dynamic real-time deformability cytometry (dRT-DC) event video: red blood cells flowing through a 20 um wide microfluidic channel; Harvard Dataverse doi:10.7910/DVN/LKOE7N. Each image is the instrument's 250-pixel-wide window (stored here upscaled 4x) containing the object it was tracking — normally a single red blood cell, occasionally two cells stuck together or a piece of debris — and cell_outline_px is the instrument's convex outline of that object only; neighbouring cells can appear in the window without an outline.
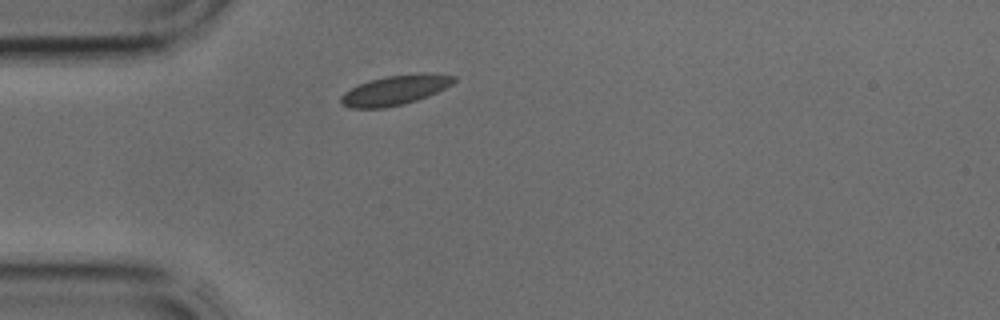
{"species": "common noctule bat (a hibernating species)", "species_latin": "Nyctalus noctula", "temperature_condition": "cold", "stored_images_in_passage": 1, "camera_frame_rate_fps": 3000, "um_per_image_px": 0.085, "animal": {"sex": "male", "body_mass_g": 17.9, "forearm_length_mm": 54.2}, "frame": {"image": 1, "passage_image": 1, "time_ms": 0.0, "image_size_px": [1000, 320], "cell_outline_px": [[456, 80], [452, 84], [428, 96], [404, 104], [384, 108], [352, 108], [340, 104], [340, 96], [344, 92], [368, 80], [384, 76], [424, 72], [428, 72], [456, 76]], "centroid_in_image_um": [33.58, 7.65], "position_along_channel_um": 51.4, "area_um2": 19.71}}